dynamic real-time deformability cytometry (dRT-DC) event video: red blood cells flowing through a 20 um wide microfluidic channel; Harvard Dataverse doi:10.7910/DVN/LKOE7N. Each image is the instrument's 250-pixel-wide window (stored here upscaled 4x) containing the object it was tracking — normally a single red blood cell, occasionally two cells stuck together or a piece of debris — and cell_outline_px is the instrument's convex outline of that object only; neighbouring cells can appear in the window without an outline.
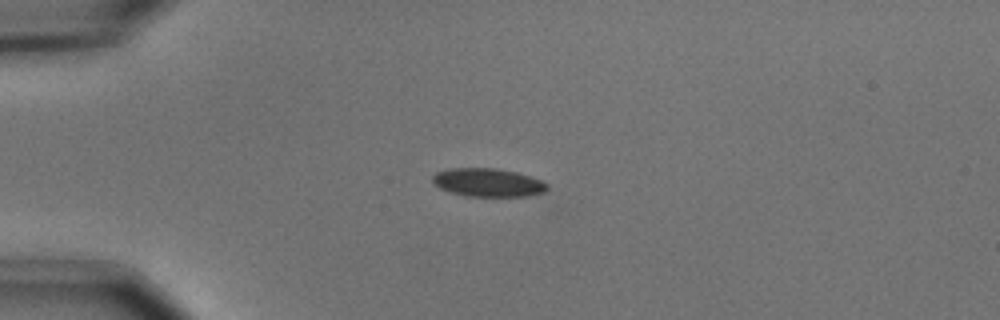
{"species": "common noctule bat (a hibernating species)", "species_latin": "Nyctalus noctula", "temperature_condition": "cold", "stored_images_in_passage": 42, "camera_frame_rate_fps": 3000, "um_per_image_px": 0.085, "animal": {"sex": "male", "body_mass_g": 15.6}, "frame": {"image": 1, "passage_image": 1, "time_ms": 0.0, "image_size_px": [1000, 320], "cell_outline_px": [[548, 188], [544, 192], [528, 196], [468, 196], [452, 192], [440, 188], [432, 184], [432, 176], [436, 172], [448, 168], [496, 168], [516, 172], [540, 180], [548, 184]], "centroid_in_image_um": [41.45, 15.51], "position_along_channel_um": 43.6, "area_um2": 18.9}}
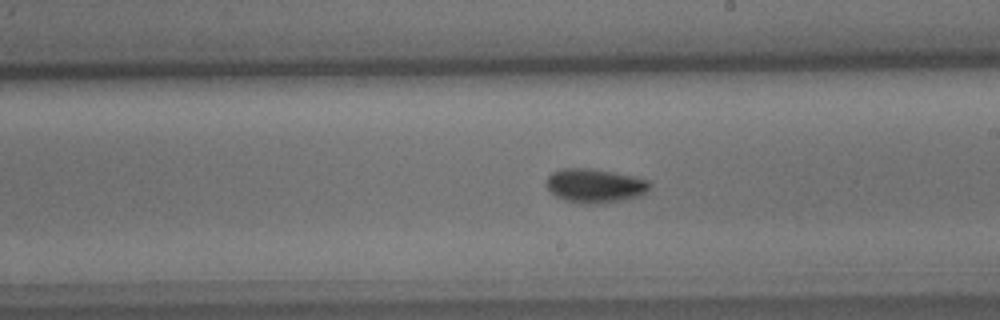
{"frame": {"image": 2, "passage_image": 19, "time_ms": 6.0, "image_size_px": [1000, 320], "cell_outline_px": [[652, 188], [640, 196], [600, 204], [580, 204], [564, 200], [556, 196], [544, 184], [548, 176], [552, 172], [564, 168], [588, 168], [612, 172], [632, 176], [648, 180], [652, 184]], "centroid_in_image_um": [50.56, 15.79], "position_along_channel_um": 238.4, "area_um2": 20.63}}
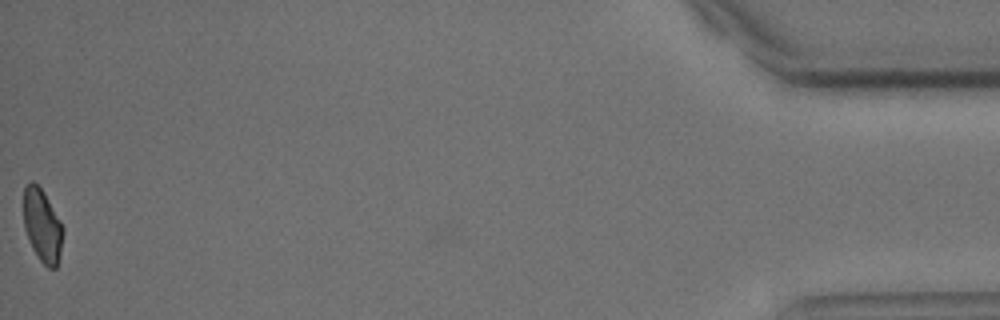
{"frame": {"image": 3, "passage_image": 42, "time_ms": 13.667, "image_size_px": [1000, 320], "cell_outline_px": [[64, 232], [60, 252], [56, 268], [48, 268], [40, 260], [32, 248], [24, 228], [24, 184], [32, 180], [44, 192], [60, 220], [64, 228]], "centroid_in_image_um": [3.6, 19.16], "position_along_channel_um": 431.6, "area_um2": 16.76}, "authors_computed_cell_mechanics": {"area_um2": 18.8717, "velocity_mm_per_s": 3.6869, "shape_relaxation_time_tau1_ms": 2.6069, "shape_relaxation_time_tau2_ms": null, "deformation_change_tau1": 0.0768, "deformation_change_tau2": null}}